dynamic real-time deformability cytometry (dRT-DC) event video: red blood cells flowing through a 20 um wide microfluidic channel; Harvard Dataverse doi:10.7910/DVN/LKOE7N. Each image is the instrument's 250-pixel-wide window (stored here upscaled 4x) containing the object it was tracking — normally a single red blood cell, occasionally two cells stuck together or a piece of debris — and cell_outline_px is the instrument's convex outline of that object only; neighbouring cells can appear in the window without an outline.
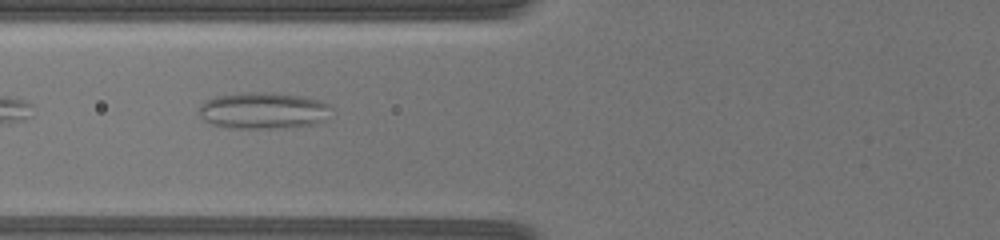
{"species": "common noctule bat (a hibernating species)", "species_latin": "Nyctalus noctula", "temperature_condition": "warm", "stored_images_in_passage": 13, "camera_frame_rate_fps": 3000, "um_per_image_px": 0.085, "animal": {"sex": "female", "body_mass_g": 19.5, "forearm_length_mm": 54.1}, "frame": {"image": 1, "passage_image": 11, "time_ms": 11.0, "image_size_px": [1000, 240], "cell_outline_px": [[332, 108], [324, 120], [316, 124], [276, 128], [232, 128], [212, 124], [204, 120], [196, 112], [200, 104], [204, 100], [216, 96], [240, 92], [264, 92], [300, 96], [316, 100], [328, 104]], "centroid_in_image_um": [22.3, 9.4], "position_along_channel_um": 103.5, "area_um2": 28.21}}
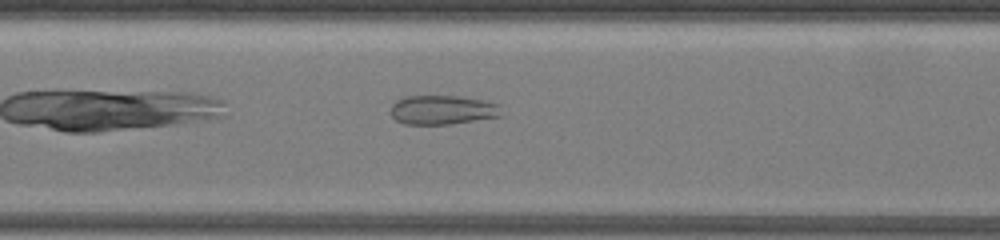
{"frame": {"image": 2, "passage_image": 13, "time_ms": 13.333, "image_size_px": [1000, 240], "cell_outline_px": [[504, 116], [452, 124], [404, 124], [396, 120], [392, 116], [392, 104], [396, 100], [404, 96], [460, 96], [500, 104]], "centroid_in_image_um": [37.66, 9.34], "position_along_channel_um": 169.7, "area_um2": 19.02}}